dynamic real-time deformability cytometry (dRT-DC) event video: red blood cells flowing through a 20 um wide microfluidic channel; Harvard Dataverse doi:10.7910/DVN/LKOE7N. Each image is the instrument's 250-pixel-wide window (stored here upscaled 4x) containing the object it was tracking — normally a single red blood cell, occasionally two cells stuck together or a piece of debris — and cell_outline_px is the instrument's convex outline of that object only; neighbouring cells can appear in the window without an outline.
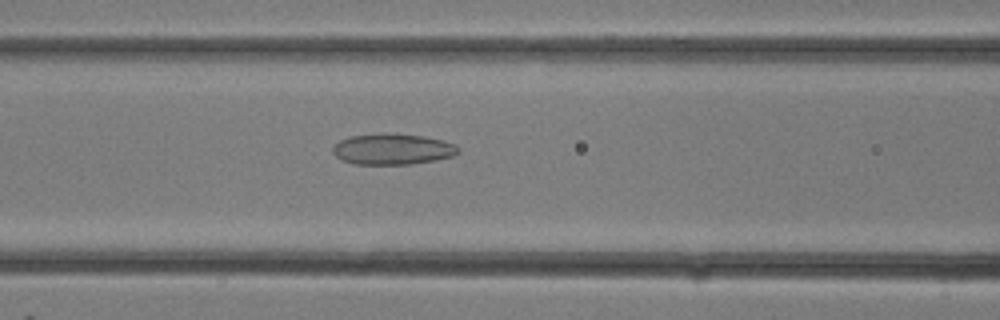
{"species": "common noctule bat (a hibernating species)", "species_latin": "Nyctalus noctula", "temperature_condition": "room temperature", "stored_images_in_passage": 19, "camera_frame_rate_fps": 3000, "um_per_image_px": 0.085, "animal": {"sex": "female"}, "frame": {"image": 1, "passage_image": 12, "time_ms": 3.667, "image_size_px": [1000, 320], "cell_outline_px": [[460, 152], [452, 156], [436, 160], [408, 164], [356, 164], [340, 160], [332, 152], [332, 148], [340, 140], [348, 136], [384, 132], [424, 136], [444, 140], [456, 144], [460, 148]], "centroid_in_image_um": [33.37, 12.66], "position_along_channel_um": 133.2, "area_um2": 22.95}}
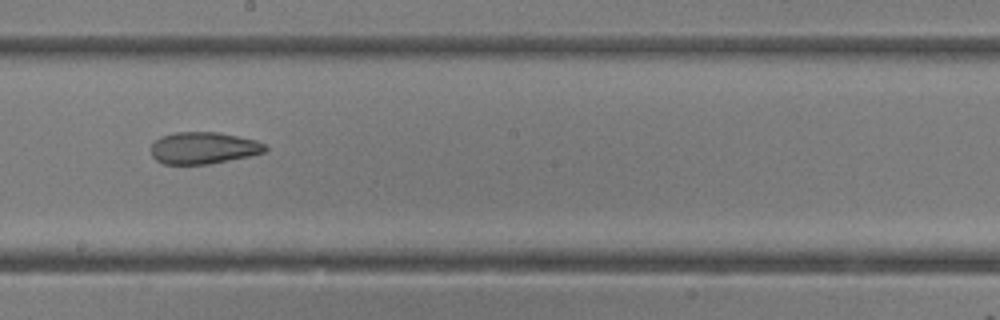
{"frame": {"image": 2, "passage_image": 16, "time_ms": 5.0, "image_size_px": [1000, 320], "cell_outline_px": [[268, 148], [264, 152], [248, 156], [208, 164], [164, 164], [156, 160], [152, 156], [152, 144], [160, 136], [176, 132], [216, 132], [256, 140], [264, 144]], "centroid_in_image_um": [17.27, 12.57], "position_along_channel_um": 230.9, "area_um2": 20.98}}
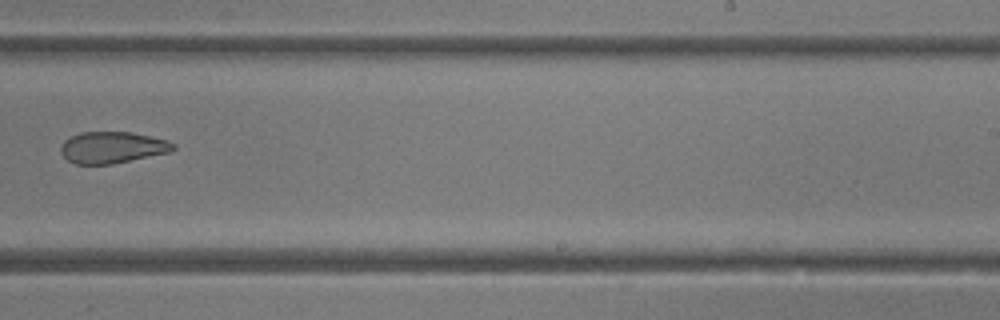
{"frame": {"image": 3, "passage_image": 18, "time_ms": 5.667, "image_size_px": [1000, 320], "cell_outline_px": [[176, 148], [168, 152], [112, 164], [76, 164], [68, 160], [60, 152], [60, 148], [64, 140], [80, 132], [132, 132], [168, 140], [176, 144]], "centroid_in_image_um": [9.54, 12.52], "position_along_channel_um": 279.5, "area_um2": 20.58}}